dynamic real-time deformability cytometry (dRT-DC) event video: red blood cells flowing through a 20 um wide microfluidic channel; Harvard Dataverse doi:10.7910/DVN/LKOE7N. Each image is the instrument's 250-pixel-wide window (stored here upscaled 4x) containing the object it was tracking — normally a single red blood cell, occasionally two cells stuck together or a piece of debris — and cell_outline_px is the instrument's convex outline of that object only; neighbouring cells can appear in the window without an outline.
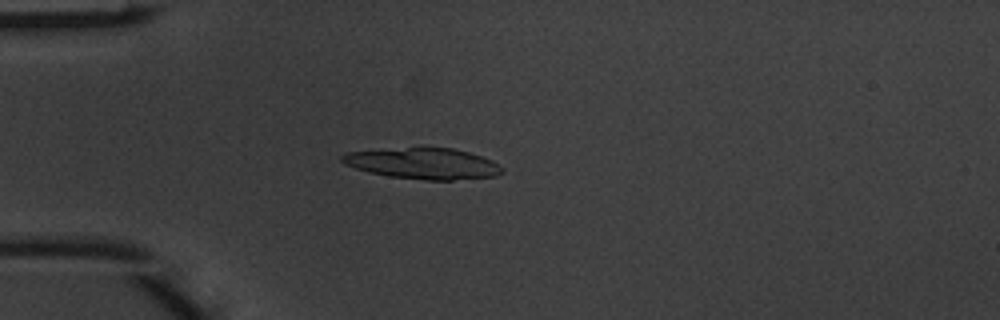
{"species": "common noctule bat (a hibernating species)", "species_latin": "Nyctalus noctula", "temperature_condition": "warm", "stored_images_in_passage": 2, "camera_frame_rate_fps": 3000, "um_per_image_px": 0.085, "animal": {"sex": "male", "body_mass_g": 20.1, "forearm_length_mm": 53.5}, "frame": {"image": 1, "passage_image": 2, "time_ms": 0.333, "image_size_px": [1000, 320], "cell_outline_px": [[504, 172], [496, 176], [452, 180], [428, 180], [388, 176], [368, 172], [344, 164], [340, 160], [340, 156], [344, 152], [408, 148], [452, 148], [468, 152], [492, 160], [504, 168]], "centroid_in_image_um": [35.97, 13.91], "position_along_channel_um": 49.0, "area_um2": 28.78}}